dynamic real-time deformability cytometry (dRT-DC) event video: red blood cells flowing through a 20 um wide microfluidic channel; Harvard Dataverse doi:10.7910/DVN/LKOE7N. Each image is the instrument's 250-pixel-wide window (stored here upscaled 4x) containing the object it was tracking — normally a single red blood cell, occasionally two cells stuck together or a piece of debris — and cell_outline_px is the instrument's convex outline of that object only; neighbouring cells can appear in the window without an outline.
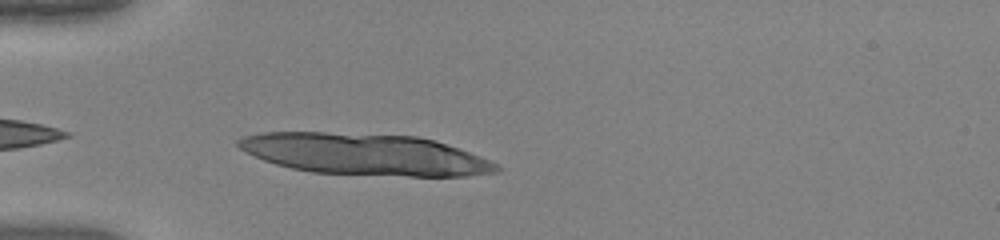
{"species": "human", "species_latin": "Homo sapiens", "temperature_condition": "warm", "stored_images_in_passage": 8, "camera_frame_rate_fps": 3000, "um_per_image_px": 0.085, "donor": {"sex": "female"}, "frame": {"image": 1, "passage_image": 2, "time_ms": 0.333, "image_size_px": [1000, 240], "cell_outline_px": [[500, 172], [468, 176], [408, 176], [312, 172], [292, 168], [276, 164], [264, 160], [244, 152], [236, 144], [236, 140], [240, 136], [260, 132], [324, 132], [416, 136], [436, 140], [480, 156], [496, 164], [500, 168]], "centroid_in_image_um": [30.98, 13.11], "position_along_channel_um": 54.0, "area_um2": 62.37}}